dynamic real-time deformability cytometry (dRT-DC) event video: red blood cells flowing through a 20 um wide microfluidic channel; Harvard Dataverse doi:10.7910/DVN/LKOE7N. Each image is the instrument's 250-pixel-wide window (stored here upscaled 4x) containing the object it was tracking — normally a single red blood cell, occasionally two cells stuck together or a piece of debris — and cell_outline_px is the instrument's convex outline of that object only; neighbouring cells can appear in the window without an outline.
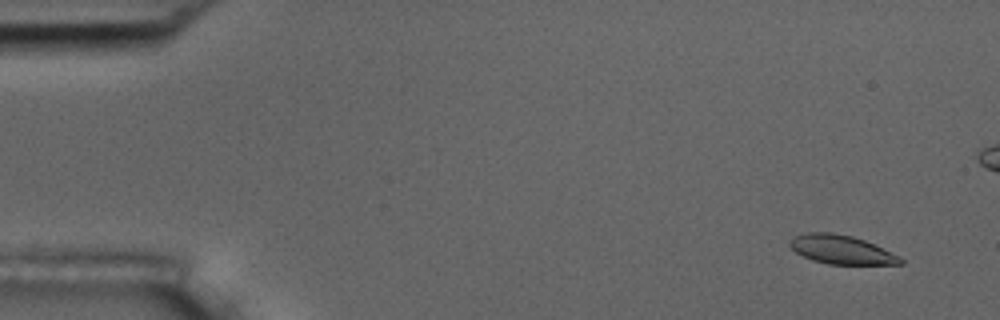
{"species": "common noctule bat (a hibernating species)", "species_latin": "Nyctalus noctula", "temperature_condition": "room temperature", "stored_images_in_passage": 6, "camera_frame_rate_fps": 3000, "um_per_image_px": 0.085, "animal": {"sex": "male", "body_mass_g": 17.5, "forearm_length_mm": 52.3}, "frame": {"image": 1, "passage_image": 2, "time_ms": 1.0, "image_size_px": [1000, 320], "cell_outline_px": [[904, 264], [828, 264], [812, 260], [796, 252], [788, 244], [788, 240], [792, 236], [808, 232], [832, 232], [852, 236], [864, 240], [900, 256], [904, 260]], "centroid_in_image_um": [71.49, 21.21], "position_along_channel_um": 13.5, "area_um2": 18.61}}